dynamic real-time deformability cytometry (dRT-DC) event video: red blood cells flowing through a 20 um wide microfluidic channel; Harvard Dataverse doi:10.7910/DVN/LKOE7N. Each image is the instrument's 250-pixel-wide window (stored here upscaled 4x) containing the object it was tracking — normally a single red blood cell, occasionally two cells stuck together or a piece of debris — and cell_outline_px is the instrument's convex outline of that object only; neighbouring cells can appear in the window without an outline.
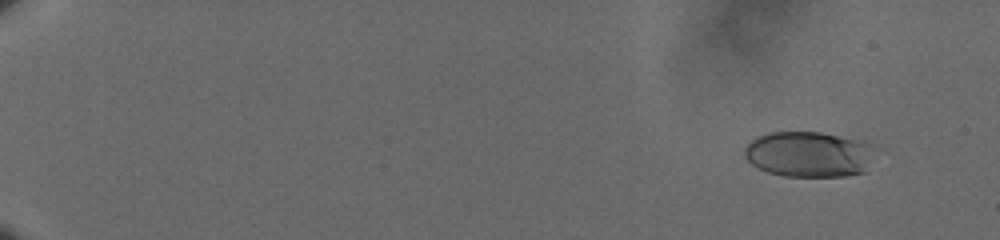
{"species": "human", "species_latin": "Homo sapiens", "temperature_condition": "cold", "stored_images_in_passage": 60, "camera_frame_rate_fps": 3000, "um_per_image_px": 0.085, "donor": {"sex": "male"}, "frame": {"image": 1, "passage_image": 5, "time_ms": 1.333, "image_size_px": [1000, 240], "cell_outline_px": [[872, 144], [864, 172], [844, 176], [784, 176], [768, 172], [752, 164], [744, 156], [744, 148], [752, 140], [768, 132], [820, 132], [864, 140]], "centroid_in_image_um": [68.7, 13.1], "position_along_channel_um": 16.3, "area_um2": 34.28}}
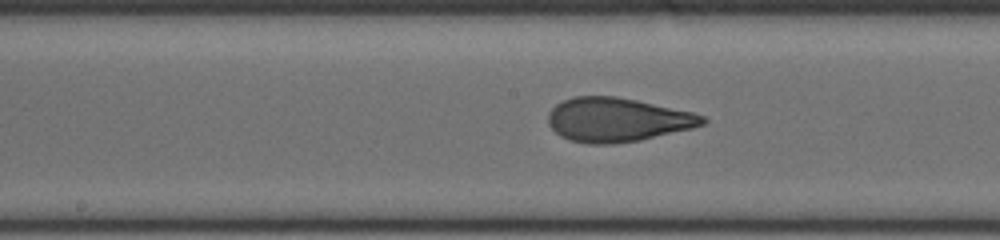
{"frame": {"image": 2, "passage_image": 35, "time_ms": 11.333, "image_size_px": [1000, 240], "cell_outline_px": [[708, 120], [704, 124], [692, 128], [640, 140], [612, 144], [588, 144], [568, 140], [560, 136], [548, 124], [548, 112], [556, 104], [572, 96], [616, 96], [636, 100], [692, 112], [704, 116]], "centroid_in_image_um": [52.44, 10.18], "position_along_channel_um": 195.8, "area_um2": 39.59}}
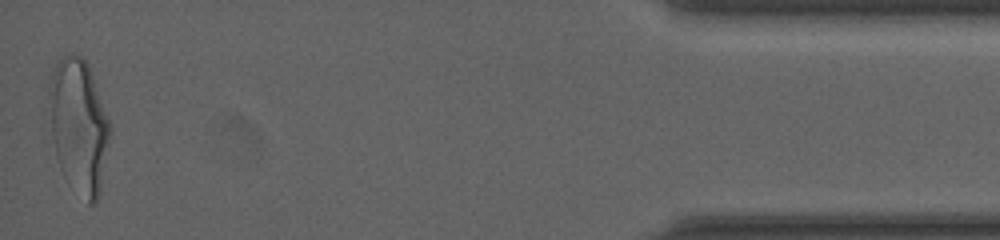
{"frame": {"image": 3, "passage_image": 60, "time_ms": 19.667, "image_size_px": [1000, 240], "cell_outline_px": [[112, 128], [100, 192], [96, 204], [88, 204], [60, 168], [56, 156], [52, 132], [48, 92], [48, 88], [56, 64], [64, 56], [72, 52], [84, 56], [88, 64]], "centroid_in_image_um": [6.72, 10.66], "position_along_channel_um": 428.5, "area_um2": 47.05}, "authors_computed_cell_mechanics": {"area_um2": 38.5237, "velocity_mm_per_s": 3.6094, "shape_relaxation_time_tau1_ms": 5.3076, "shape_relaxation_time_tau2_ms": 0.7418, "deformation_change_tau1": 0.207, "deformation_change_tau2": 0.0861}}